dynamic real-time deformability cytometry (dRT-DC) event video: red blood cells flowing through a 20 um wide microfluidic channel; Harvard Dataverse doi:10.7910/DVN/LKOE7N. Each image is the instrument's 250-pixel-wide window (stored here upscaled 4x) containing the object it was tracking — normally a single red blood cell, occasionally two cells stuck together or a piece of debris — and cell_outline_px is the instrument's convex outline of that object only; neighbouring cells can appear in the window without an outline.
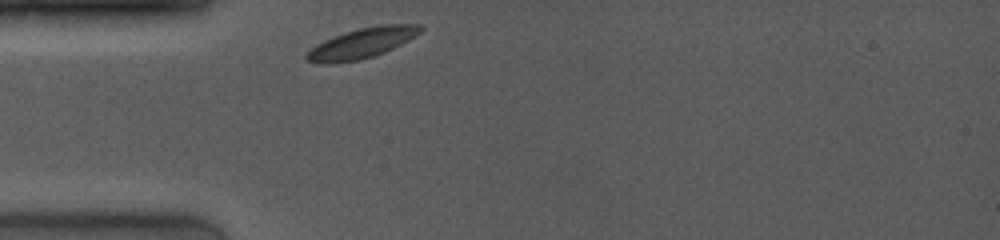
{"species": "common noctule bat (a hibernating species)", "species_latin": "Nyctalus noctula", "temperature_condition": "room temperature", "stored_images_in_passage": 6, "camera_frame_rate_fps": 4000, "um_per_image_px": 0.085, "animal": {"sex": "female", "body_mass_g": 19.0, "forearm_length_mm": 53.3}, "frame": {"image": 1, "passage_image": 1, "time_ms": 0.0, "image_size_px": [1000, 240], "cell_outline_px": [[424, 28], [420, 32], [408, 40], [384, 52], [360, 60], [308, 60], [304, 56], [316, 44], [332, 36], [344, 32], [360, 28], [384, 24], [420, 24]], "centroid_in_image_um": [30.86, 3.59], "position_along_channel_um": 54.1, "area_um2": 19.02}}
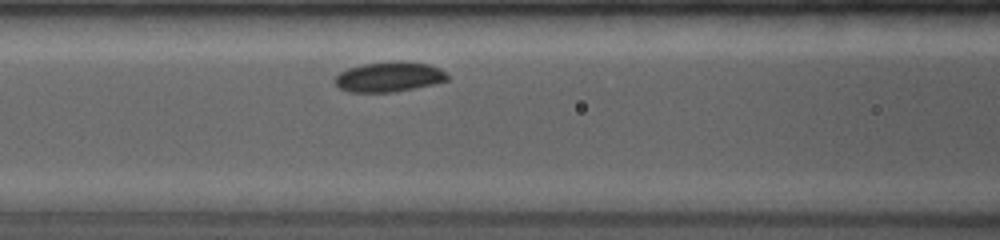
{"frame": {"image": 2, "passage_image": 4, "time_ms": 2.25, "image_size_px": [1000, 240], "cell_outline_px": [[448, 80], [432, 84], [392, 92], [348, 92], [340, 88], [332, 80], [340, 72], [348, 68], [364, 64], [392, 60], [404, 60], [428, 64], [440, 68], [448, 72]], "centroid_in_image_um": [33.07, 6.51], "position_along_channel_um": 133.5, "area_um2": 19.88}}
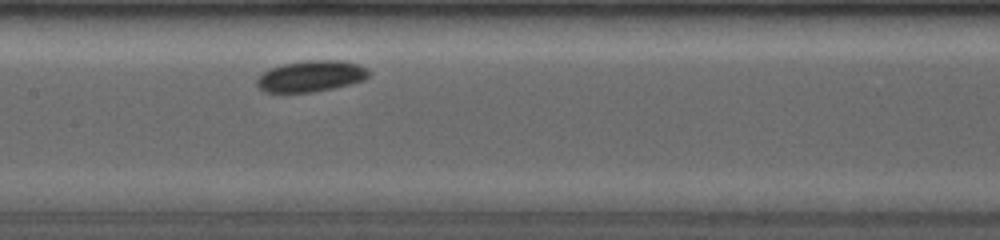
{"frame": {"image": 3, "passage_image": 6, "time_ms": 3.5, "image_size_px": [1000, 240], "cell_outline_px": [[368, 76], [364, 80], [332, 88], [312, 92], [264, 92], [256, 84], [256, 80], [264, 72], [272, 68], [284, 64], [308, 60], [344, 60], [360, 64], [368, 68]], "centroid_in_image_um": [26.46, 6.46], "position_along_channel_um": 180.9, "area_um2": 20.17}}